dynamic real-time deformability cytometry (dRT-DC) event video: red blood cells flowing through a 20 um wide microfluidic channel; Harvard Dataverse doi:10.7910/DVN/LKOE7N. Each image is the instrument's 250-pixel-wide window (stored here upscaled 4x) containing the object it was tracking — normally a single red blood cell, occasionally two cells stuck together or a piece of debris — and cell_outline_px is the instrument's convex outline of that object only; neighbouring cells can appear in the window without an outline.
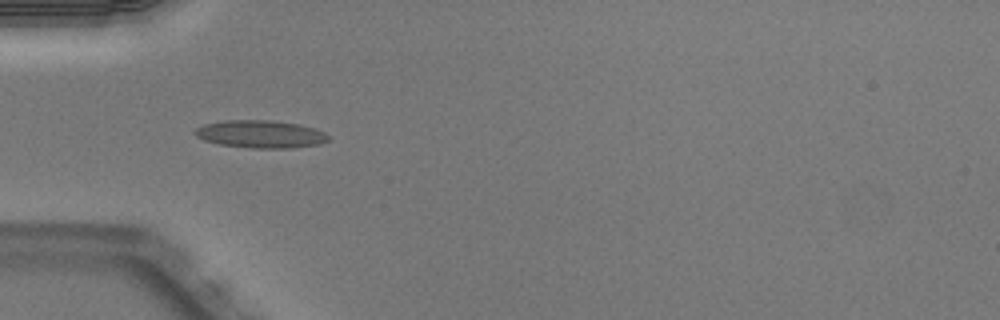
{"species": "Egyptian fruit bat (a non-hibernating species)", "species_latin": "Rousettus aegyptiacus", "temperature_condition": "warm", "stored_images_in_passage": 17, "camera_frame_rate_fps": 3000, "um_per_image_px": 0.085, "animal": {"sex": "male"}, "frame": {"image": 1, "passage_image": 8, "time_ms": 2.333, "image_size_px": [1000, 320], "cell_outline_px": [[328, 140], [320, 144], [288, 148], [252, 148], [220, 144], [204, 140], [196, 136], [192, 132], [196, 128], [204, 124], [224, 120], [272, 120], [296, 124], [316, 128], [324, 132], [328, 136]], "centroid_in_image_um": [22.12, 11.39], "position_along_channel_um": 62.9, "area_um2": 21.44}}